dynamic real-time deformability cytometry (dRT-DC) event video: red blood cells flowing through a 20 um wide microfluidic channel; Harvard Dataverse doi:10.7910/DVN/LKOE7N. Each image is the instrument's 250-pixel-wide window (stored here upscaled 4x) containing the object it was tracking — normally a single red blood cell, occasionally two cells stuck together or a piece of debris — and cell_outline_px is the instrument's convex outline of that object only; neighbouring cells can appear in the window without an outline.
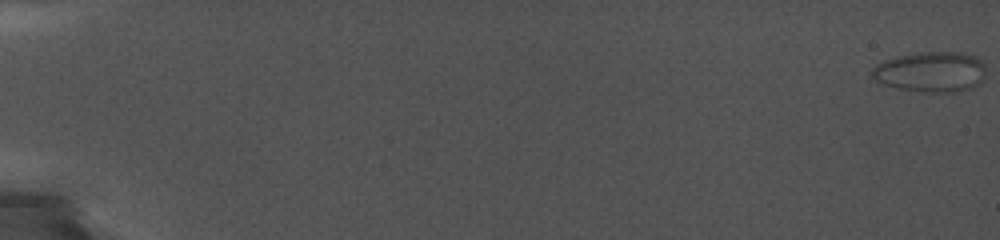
{"species": "common noctule bat (a hibernating species)", "species_latin": "Nyctalus noctula", "temperature_condition": "cold", "stored_images_in_passage": 42, "camera_frame_rate_fps": 5000, "um_per_image_px": 0.085, "animal": {"sex": "female", "body_mass_g": 19.0, "forearm_length_mm": 56.7}, "frame": {"image": 1, "passage_image": 1, "time_ms": 0.0, "image_size_px": [1000, 240], "cell_outline_px": [[984, 76], [980, 84], [972, 88], [956, 92], [932, 92], [896, 88], [884, 84], [868, 76], [872, 68], [876, 64], [884, 60], [896, 56], [916, 52], [960, 52], [976, 56], [984, 64]], "centroid_in_image_um": [79.1, 6.1], "position_along_channel_um": 5.9, "area_um2": 27.11}}
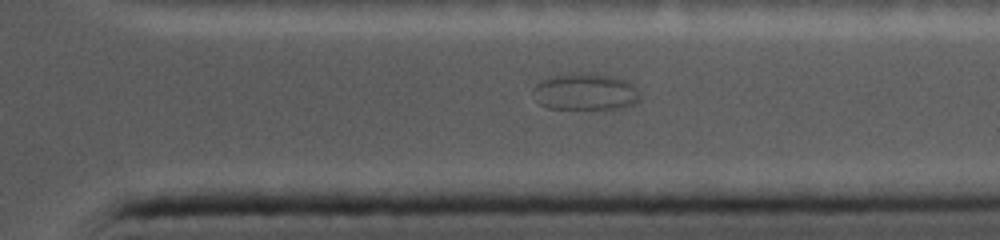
{"frame": {"image": 2, "passage_image": 35, "time_ms": 17.0, "image_size_px": [1000, 240], "cell_outline_px": [[640, 100], [624, 108], [548, 108], [540, 104], [536, 100], [532, 92], [532, 88], [536, 84], [544, 80], [556, 76], [580, 72], [612, 76], [628, 80], [640, 92]], "centroid_in_image_um": [49.78, 7.8], "position_along_channel_um": 361.6, "area_um2": 22.77}}
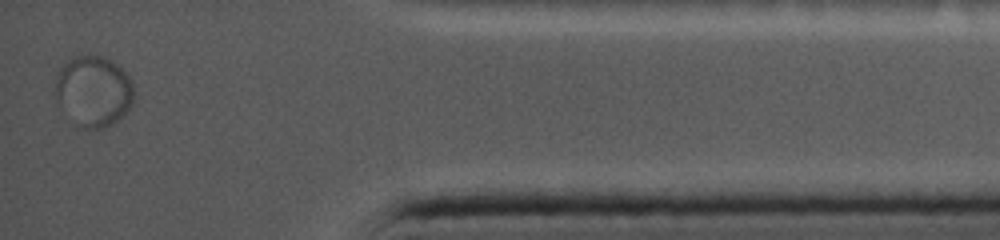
{"frame": {"image": 3, "passage_image": 42, "time_ms": 19.6, "image_size_px": [1000, 240], "cell_outline_px": [[132, 104], [112, 124], [104, 128], [76, 128], [56, 100], [56, 76], [60, 68], [68, 60], [76, 56], [88, 52], [112, 60], [132, 80]], "centroid_in_image_um": [7.91, 7.73], "position_along_channel_um": 427.3, "area_um2": 32.48}}